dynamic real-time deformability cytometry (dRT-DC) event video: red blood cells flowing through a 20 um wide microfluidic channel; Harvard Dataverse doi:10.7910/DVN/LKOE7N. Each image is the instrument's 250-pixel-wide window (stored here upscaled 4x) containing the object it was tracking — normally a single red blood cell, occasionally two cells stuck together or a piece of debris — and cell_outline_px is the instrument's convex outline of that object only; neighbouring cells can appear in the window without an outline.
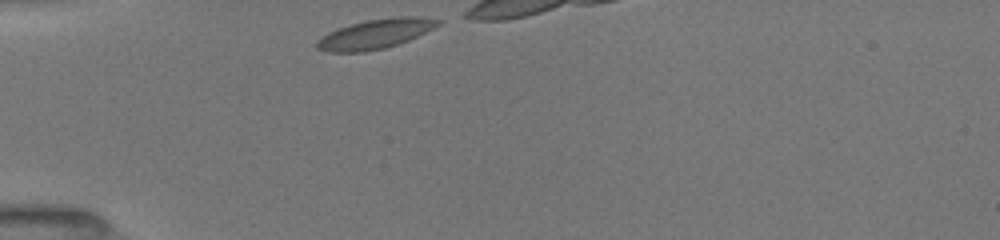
{"species": "common noctule bat (a hibernating species)", "species_latin": "Nyctalus noctula", "temperature_condition": "room temperature", "stored_images_in_passage": 9, "camera_frame_rate_fps": 3000, "um_per_image_px": 0.085, "animal": {"sex": "female", "body_mass_g": 19.5, "forearm_length_mm": 54.1}, "frame": {"image": 1, "passage_image": 1, "time_ms": 0.0, "image_size_px": [1000, 240], "cell_outline_px": [[440, 24], [408, 40], [384, 48], [364, 52], [328, 52], [316, 48], [316, 40], [328, 32], [352, 24], [368, 20], [392, 16], [416, 16], [440, 20]], "centroid_in_image_um": [31.86, 2.89], "position_along_channel_um": 53.1, "area_um2": 20.58}}
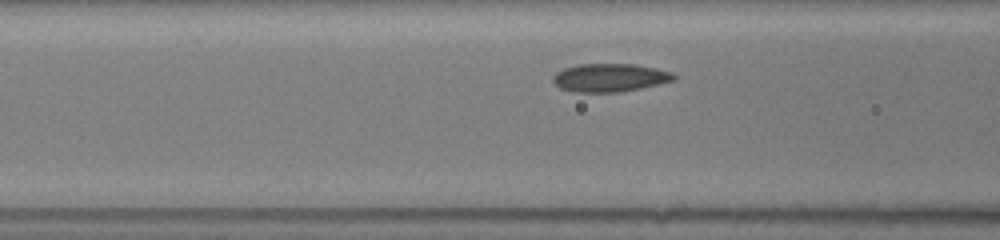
{"frame": {"image": 2, "passage_image": 7, "time_ms": 2.0, "image_size_px": [1000, 240], "cell_outline_px": [[676, 76], [672, 80], [660, 84], [620, 92], [572, 92], [560, 88], [552, 80], [552, 76], [556, 72], [564, 68], [580, 64], [636, 64], [656, 68], [672, 72]], "centroid_in_image_um": [51.81, 6.6], "position_along_channel_um": 114.8, "area_um2": 19.88}}